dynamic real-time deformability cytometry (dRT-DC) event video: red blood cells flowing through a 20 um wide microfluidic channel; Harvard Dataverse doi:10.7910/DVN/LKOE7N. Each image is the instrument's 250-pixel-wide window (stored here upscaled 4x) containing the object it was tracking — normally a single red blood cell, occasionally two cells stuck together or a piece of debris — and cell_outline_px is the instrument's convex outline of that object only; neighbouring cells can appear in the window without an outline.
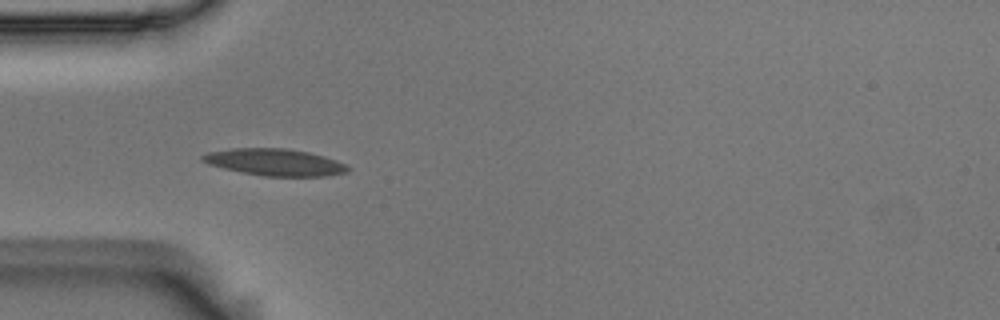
{"species": "Egyptian fruit bat (a non-hibernating species)", "species_latin": "Rousettus aegyptiacus", "temperature_condition": "room temperature", "stored_images_in_passage": 5, "camera_frame_rate_fps": 3000, "um_per_image_px": 0.085, "animal": {"sex": "male"}, "frame": {"image": 1, "passage_image": 4, "time_ms": 1.0, "image_size_px": [1000, 320], "cell_outline_px": [[352, 168], [348, 172], [324, 176], [264, 176], [240, 172], [208, 164], [200, 160], [200, 156], [208, 152], [232, 148], [288, 148], [308, 152], [324, 156], [336, 160]], "centroid_in_image_um": [23.35, 13.78], "position_along_channel_um": 61.7, "area_um2": 22.83}}
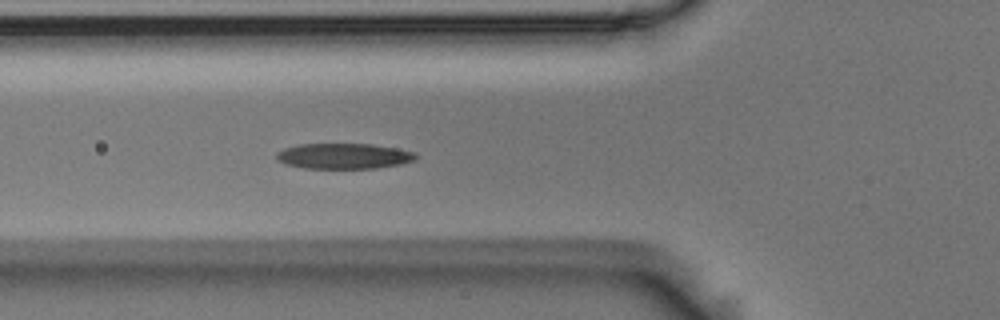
{"frame": {"image": 2, "passage_image": 5, "time_ms": 1.333, "image_size_px": [1000, 320], "cell_outline_px": [[416, 160], [400, 164], [376, 168], [304, 168], [288, 164], [276, 160], [276, 152], [284, 148], [300, 144], [372, 144], [396, 148], [416, 152]], "centroid_in_image_um": [29.22, 13.26], "position_along_channel_um": 96.6, "area_um2": 20.69}}